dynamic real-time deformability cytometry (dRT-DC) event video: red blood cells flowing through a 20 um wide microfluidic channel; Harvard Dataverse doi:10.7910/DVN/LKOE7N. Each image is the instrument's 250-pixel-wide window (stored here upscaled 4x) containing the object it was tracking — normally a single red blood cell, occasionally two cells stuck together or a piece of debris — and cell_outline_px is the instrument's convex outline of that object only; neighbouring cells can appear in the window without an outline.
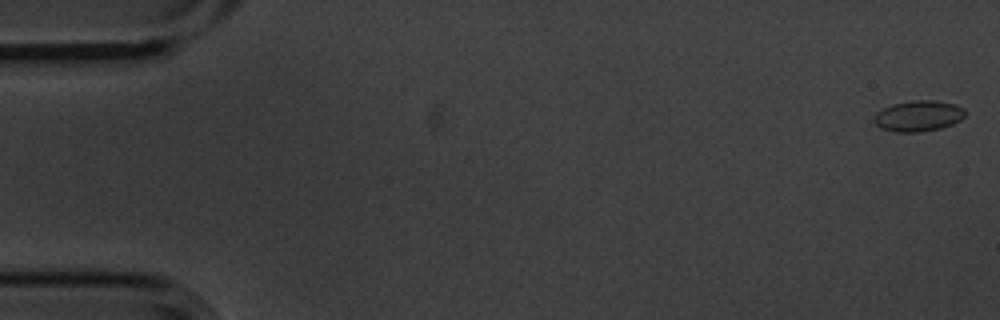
{"species": "common noctule bat (a hibernating species)", "species_latin": "Nyctalus noctula", "temperature_condition": "cold", "stored_images_in_passage": 7, "camera_frame_rate_fps": 3000, "um_per_image_px": 0.085, "animal": {"sex": "male", "body_mass_g": 20.1, "forearm_length_mm": 53.5}, "frame": {"image": 1, "passage_image": 1, "time_ms": 0.0, "image_size_px": [1000, 320], "cell_outline_px": [[964, 116], [960, 120], [952, 124], [940, 128], [920, 132], [896, 132], [880, 128], [872, 120], [876, 112], [892, 104], [916, 100], [936, 100], [956, 104], [964, 108]], "centroid_in_image_um": [78.05, 9.85], "position_along_channel_um": 7.0, "area_um2": 16.42}}
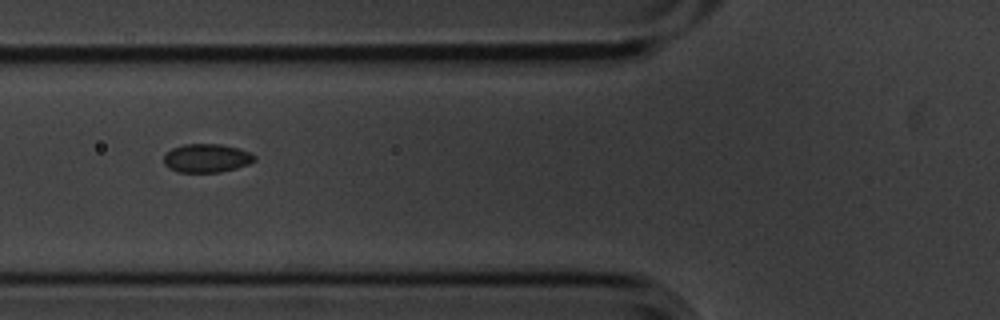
{"frame": {"image": 2, "passage_image": 6, "time_ms": 1.667, "image_size_px": [1000, 320], "cell_outline_px": [[256, 160], [248, 164], [236, 168], [220, 172], [176, 172], [168, 168], [164, 164], [164, 156], [172, 148], [184, 144], [220, 144], [240, 148], [256, 156]], "centroid_in_image_um": [17.56, 13.44], "position_along_channel_um": 108.2, "area_um2": 15.14}}
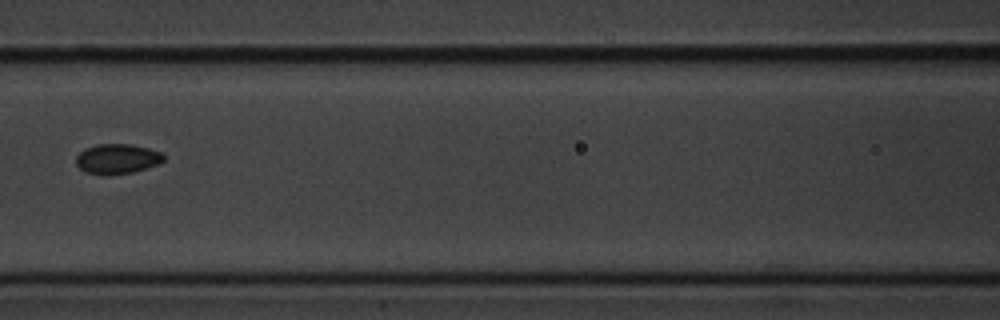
{"frame": {"image": 3, "passage_image": 7, "time_ms": 2.0, "image_size_px": [1000, 320], "cell_outline_px": [[164, 160], [148, 168], [132, 172], [84, 172], [76, 164], [76, 156], [84, 148], [96, 144], [132, 144], [148, 148], [160, 152], [164, 156]], "centroid_in_image_um": [9.96, 13.45], "position_along_channel_um": 156.6, "area_um2": 14.74}}